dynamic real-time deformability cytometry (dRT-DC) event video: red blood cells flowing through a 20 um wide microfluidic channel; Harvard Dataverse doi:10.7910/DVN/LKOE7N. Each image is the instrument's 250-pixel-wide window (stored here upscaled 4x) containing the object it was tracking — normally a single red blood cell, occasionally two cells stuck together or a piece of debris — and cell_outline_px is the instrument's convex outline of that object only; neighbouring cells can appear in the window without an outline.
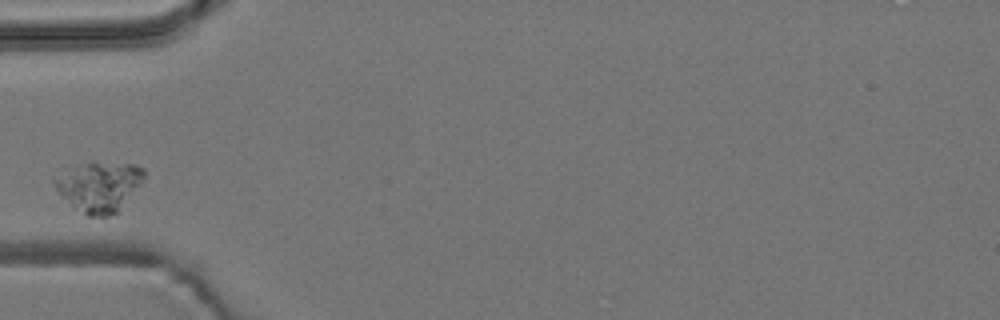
{"species": "common noctule bat (a hibernating species)", "species_latin": "Nyctalus noctula", "temperature_condition": "room temperature", "stored_images_in_passage": 4, "camera_frame_rate_fps": 3000, "um_per_image_px": 0.085, "animal": {"sex": "male", "body_mass_g": 19.2, "forearm_length_mm": 51.8}, "frame": {"image": 1, "passage_image": 1, "time_ms": 0.0, "image_size_px": [1000, 320], "cell_outline_px": [[144, 176], [140, 184], [116, 212], [108, 216], [88, 216], [72, 204], [52, 184], [52, 180], [72, 168], [80, 164], [92, 160], [136, 164], [144, 168]], "centroid_in_image_um": [8.46, 15.8], "position_along_channel_um": 76.5, "area_um2": 25.55}}
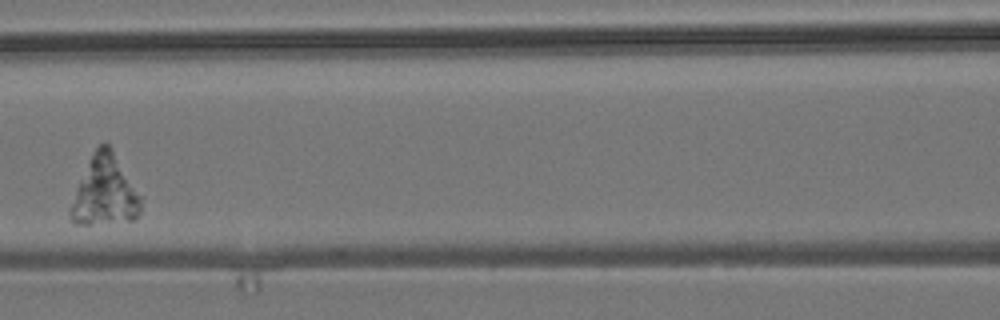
{"frame": {"image": 2, "passage_image": 3, "time_ms": 2.333, "image_size_px": [1000, 320], "cell_outline_px": [[144, 196], [140, 212], [136, 220], [88, 224], [76, 224], [72, 220], [68, 212], [88, 160], [92, 152], [100, 144], [108, 144], [112, 148]], "centroid_in_image_um": [8.98, 16.24], "position_along_channel_um": 157.6, "area_um2": 28.96}}
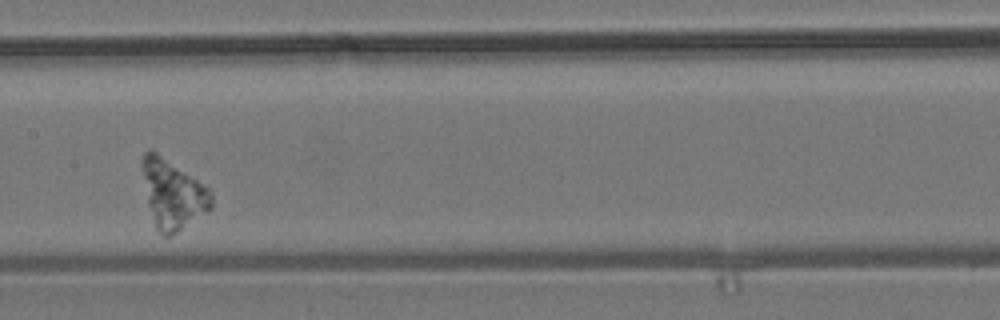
{"frame": {"image": 3, "passage_image": 4, "time_ms": 3.333, "image_size_px": [1000, 320], "cell_outline_px": [[212, 208], [172, 236], [164, 236], [156, 232], [148, 204], [144, 176], [144, 152], [148, 148], [152, 148], [208, 188], [212, 196]], "centroid_in_image_um": [14.69, 16.54], "position_along_channel_um": 192.7, "area_um2": 27.28}}